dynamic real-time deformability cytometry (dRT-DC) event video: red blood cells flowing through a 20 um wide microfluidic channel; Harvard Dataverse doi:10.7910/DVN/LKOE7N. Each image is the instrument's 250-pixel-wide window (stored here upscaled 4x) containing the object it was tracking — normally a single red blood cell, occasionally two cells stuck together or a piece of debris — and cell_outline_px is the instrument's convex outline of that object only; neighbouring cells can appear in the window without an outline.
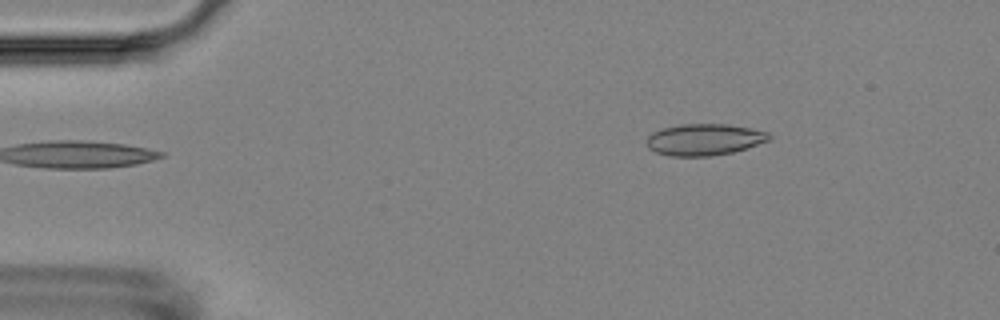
{"species": "Egyptian fruit bat (a non-hibernating species)", "species_latin": "Rousettus aegyptiacus", "temperature_condition": "room temperature", "stored_images_in_passage": 5, "camera_frame_rate_fps": 3000, "um_per_image_px": 0.085, "animal": {"sex": "female"}, "frame": {"image": 1, "passage_image": 5, "time_ms": 4.667, "image_size_px": [1000, 320], "cell_outline_px": [[772, 136], [768, 140], [732, 152], [712, 156], [672, 156], [656, 152], [648, 148], [648, 136], [652, 132], [664, 128], [680, 124], [728, 124], [768, 132]], "centroid_in_image_um": [59.84, 11.86], "position_along_channel_um": 25.2, "area_um2": 22.2}}